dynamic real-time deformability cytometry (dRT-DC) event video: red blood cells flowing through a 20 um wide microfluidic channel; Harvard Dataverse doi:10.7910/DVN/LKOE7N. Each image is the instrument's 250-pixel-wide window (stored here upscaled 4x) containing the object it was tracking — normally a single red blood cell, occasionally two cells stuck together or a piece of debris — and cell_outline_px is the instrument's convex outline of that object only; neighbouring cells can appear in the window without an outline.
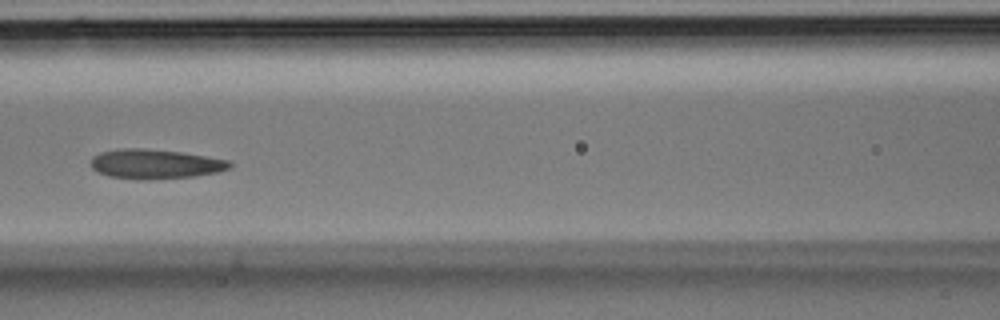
{"species": "Egyptian fruit bat (a non-hibernating species)", "species_latin": "Rousettus aegyptiacus", "temperature_condition": "room temperature", "stored_images_in_passage": 28, "camera_frame_rate_fps": 3000, "um_per_image_px": 0.085, "animal": {"sex": "male"}, "frame": {"image": 1, "passage_image": 13, "time_ms": 4.0, "image_size_px": [1000, 320], "cell_outline_px": [[232, 168], [216, 172], [192, 176], [140, 180], [112, 176], [100, 172], [92, 168], [92, 156], [100, 152], [116, 148], [144, 148], [180, 152], [232, 160]], "centroid_in_image_um": [13.22, 13.92], "position_along_channel_um": 153.4, "area_um2": 23.81}}
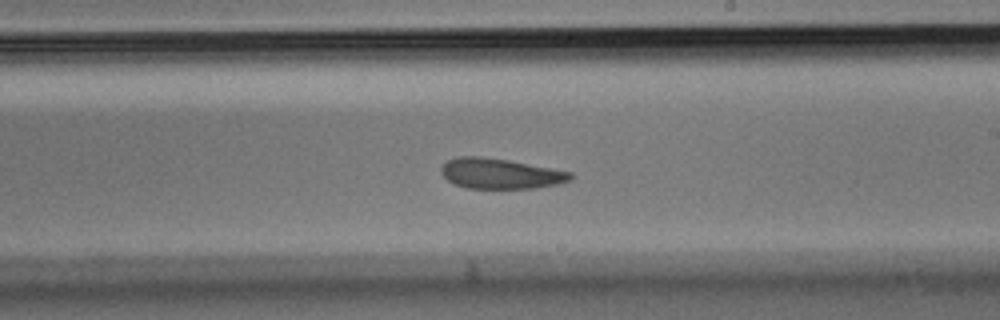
{"frame": {"image": 2, "passage_image": 18, "time_ms": 5.667, "image_size_px": [1000, 320], "cell_outline_px": [[572, 180], [560, 184], [532, 188], [468, 188], [456, 184], [448, 180], [440, 172], [440, 168], [448, 160], [456, 156], [480, 156], [508, 160], [572, 172]], "centroid_in_image_um": [42.53, 14.75], "position_along_channel_um": 246.5, "area_um2": 22.77}}
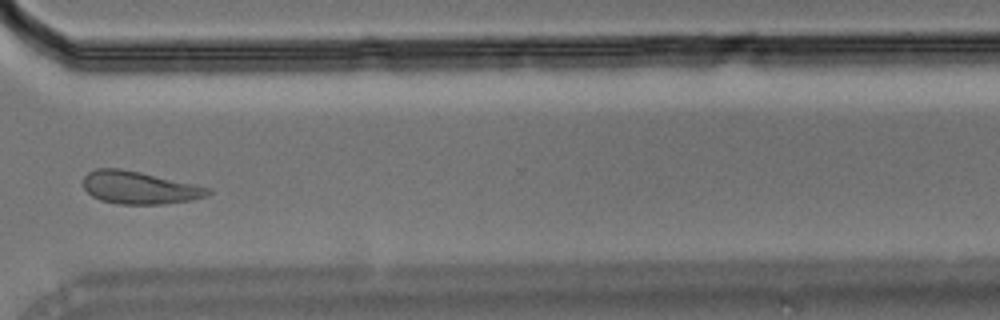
{"frame": {"image": 3, "passage_image": 24, "time_ms": 7.667, "image_size_px": [1000, 320], "cell_outline_px": [[212, 192], [208, 196], [192, 200], [164, 204], [120, 204], [100, 200], [92, 196], [84, 188], [84, 176], [88, 172], [96, 168], [120, 168], [140, 172], [212, 188]], "centroid_in_image_um": [11.87, 15.95], "position_along_channel_um": 358.7, "area_um2": 23.76}}